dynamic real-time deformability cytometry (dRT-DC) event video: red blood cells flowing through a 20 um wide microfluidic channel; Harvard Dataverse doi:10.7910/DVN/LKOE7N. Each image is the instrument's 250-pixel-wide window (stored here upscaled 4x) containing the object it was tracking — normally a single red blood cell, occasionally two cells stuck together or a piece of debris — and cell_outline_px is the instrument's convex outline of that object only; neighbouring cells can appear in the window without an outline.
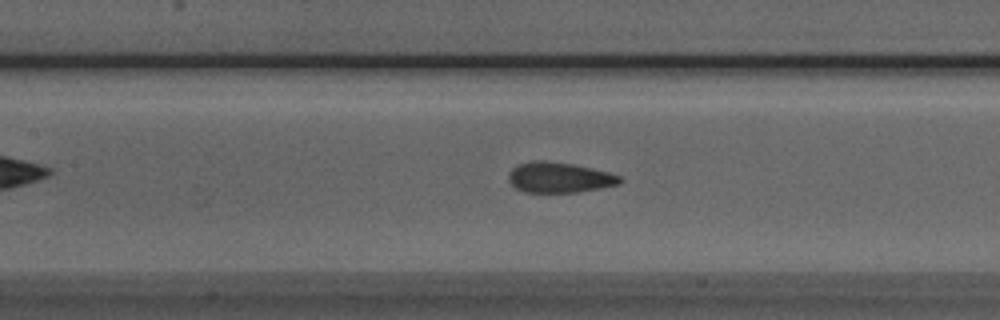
{"species": "Egyptian fruit bat (a non-hibernating species)", "species_latin": "Rousettus aegyptiacus", "temperature_condition": "room temperature", "stored_images_in_passage": 35, "camera_frame_rate_fps": 3000, "um_per_image_px": 0.085, "animal": {"sex": "male"}, "frame": {"image": 1, "passage_image": 9, "time_ms": 2.667, "image_size_px": [1000, 320], "cell_outline_px": [[624, 180], [620, 184], [600, 188], [576, 192], [524, 192], [516, 188], [508, 180], [508, 172], [512, 168], [520, 164], [532, 160], [544, 160], [572, 164], [592, 168], [608, 172], [620, 176]], "centroid_in_image_um": [47.53, 15.08], "position_along_channel_um": 159.9, "area_um2": 19.77}}
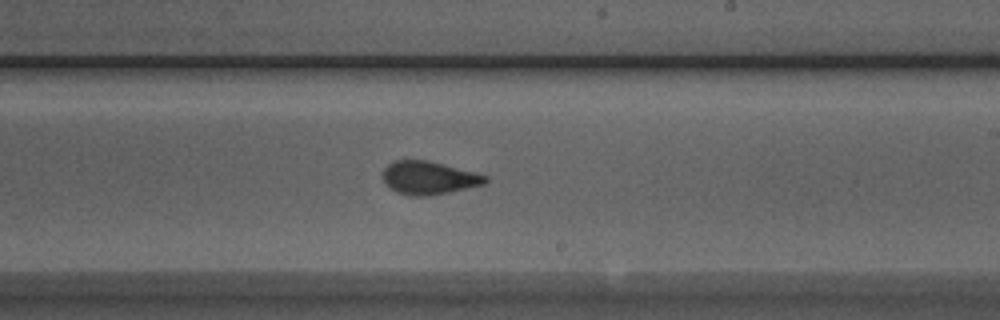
{"frame": {"image": 2, "passage_image": 16, "time_ms": 5.0, "image_size_px": [1000, 320], "cell_outline_px": [[488, 180], [484, 184], [448, 192], [428, 196], [408, 196], [396, 192], [388, 188], [384, 184], [384, 168], [392, 160], [428, 160], [476, 172], [488, 176]], "centroid_in_image_um": [36.42, 15.12], "position_along_channel_um": 252.6, "area_um2": 19.94}}
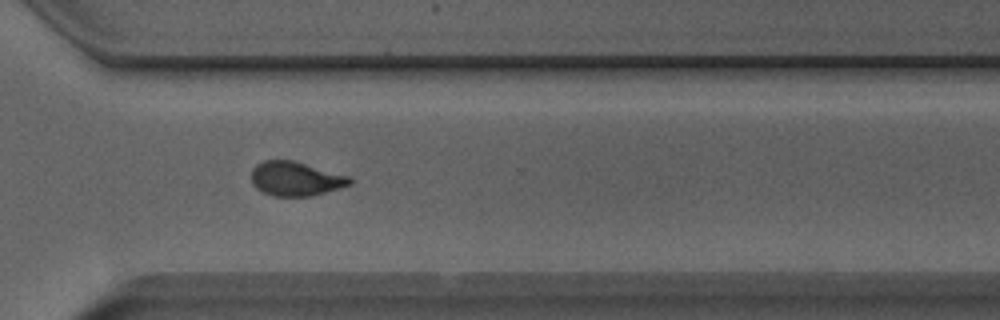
{"frame": {"image": 3, "passage_image": 23, "time_ms": 7.333, "image_size_px": [1000, 320], "cell_outline_px": [[352, 184], [312, 196], [272, 196], [256, 188], [252, 184], [252, 168], [256, 164], [264, 160], [292, 160], [348, 176], [352, 180]], "centroid_in_image_um": [25.1, 15.2], "position_along_channel_um": 345.5, "area_um2": 19.48}, "authors_computed_cell_mechanics": {"area_um2": 19.7098, "velocity_mm_per_s": 3.9816, "shape_relaxation_time_tau1_ms": 9.076, "shape_relaxation_time_tau2_ms": 0.9952, "deformation_change_tau1": 0.207, "deformation_change_tau2": 0.0638}}